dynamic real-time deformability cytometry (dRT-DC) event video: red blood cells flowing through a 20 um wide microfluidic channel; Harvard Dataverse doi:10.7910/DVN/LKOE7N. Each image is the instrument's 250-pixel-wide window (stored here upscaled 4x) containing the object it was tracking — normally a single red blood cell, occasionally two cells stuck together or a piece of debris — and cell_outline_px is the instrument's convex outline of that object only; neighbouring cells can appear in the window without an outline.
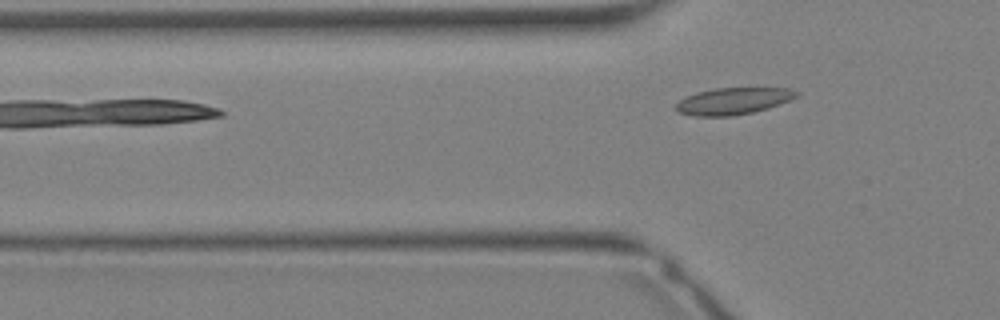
{"species": "Egyptian fruit bat (a non-hibernating species)", "species_latin": "Rousettus aegyptiacus", "temperature_condition": "warm", "stored_images_in_passage": 7, "camera_frame_rate_fps": 3000, "um_per_image_px": 0.085, "animal": {"sex": "female"}, "frame": {"image": 1, "passage_image": 7, "time_ms": 2.0, "image_size_px": [1000, 320], "cell_outline_px": [[800, 92], [796, 96], [780, 104], [768, 108], [752, 112], [732, 116], [696, 116], [680, 112], [676, 108], [676, 104], [680, 100], [696, 92], [716, 88], [788, 88]], "centroid_in_image_um": [62.33, 8.58], "position_along_channel_um": 63.5, "area_um2": 18.55}}